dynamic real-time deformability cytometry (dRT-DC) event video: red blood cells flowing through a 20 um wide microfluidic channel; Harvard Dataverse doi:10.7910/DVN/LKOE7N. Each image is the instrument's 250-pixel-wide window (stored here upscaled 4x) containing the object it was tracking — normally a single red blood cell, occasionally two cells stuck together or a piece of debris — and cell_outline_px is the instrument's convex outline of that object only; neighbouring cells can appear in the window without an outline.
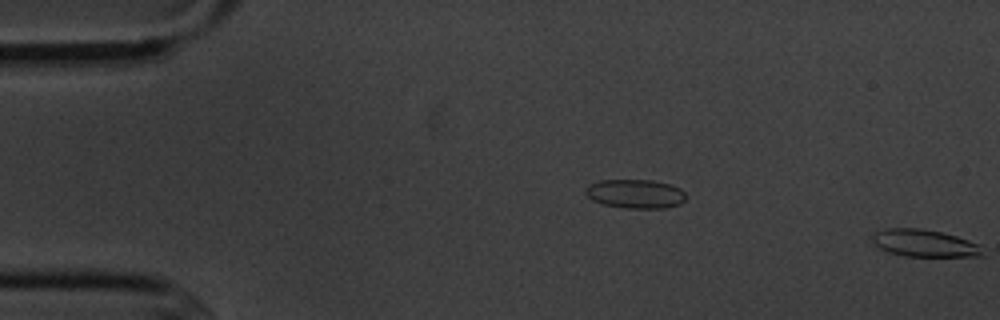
{"species": "common noctule bat (a hibernating species)", "species_latin": "Nyctalus noctula", "temperature_condition": "cold", "stored_images_in_passage": 7, "camera_frame_rate_fps": 3000, "um_per_image_px": 0.085, "animal": {"sex": "male", "body_mass_g": 20.1, "forearm_length_mm": 53.5}, "frame": {"image": 1, "passage_image": 1, "time_ms": 0.0, "image_size_px": [1000, 320], "cell_outline_px": [[984, 256], [904, 256], [888, 252], [880, 248], [872, 240], [872, 236], [876, 232], [888, 228], [920, 228], [940, 232], [956, 236], [980, 244]], "centroid_in_image_um": [78.59, 20.67], "position_along_channel_um": 6.4, "area_um2": 17.34}}
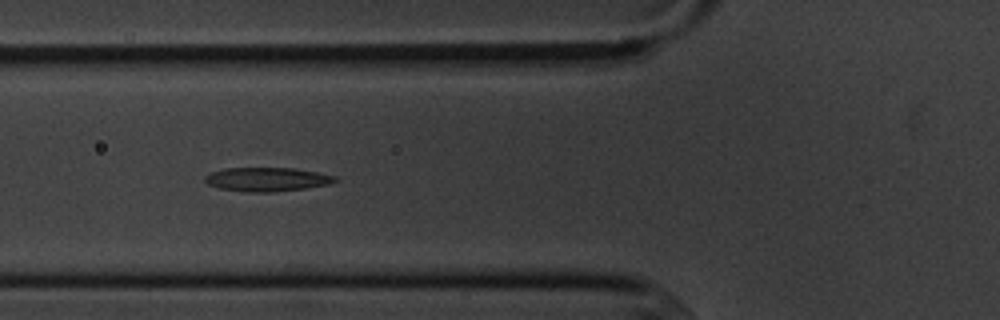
{"frame": {"image": 2, "passage_image": 6, "time_ms": 6.667, "image_size_px": [1000, 320], "cell_outline_px": [[340, 180], [328, 184], [304, 188], [272, 192], [244, 192], [220, 188], [208, 184], [204, 180], [204, 176], [212, 172], [224, 168], [292, 168], [316, 172], [336, 176]], "centroid_in_image_um": [22.68, 15.24], "position_along_channel_um": 103.1, "area_um2": 18.03}}
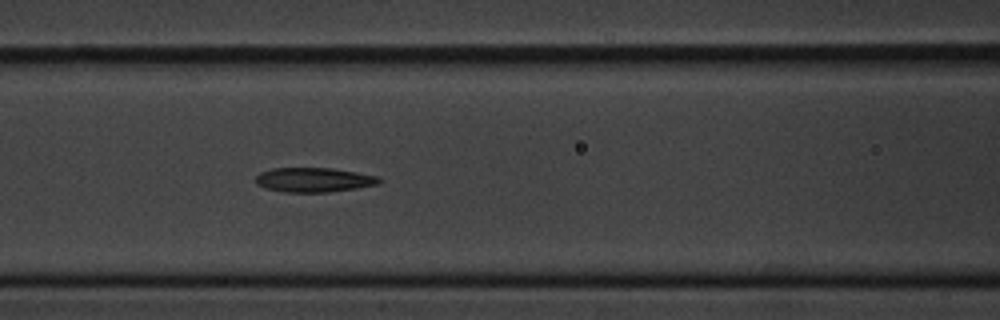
{"frame": {"image": 3, "passage_image": 7, "time_ms": 7.667, "image_size_px": [1000, 320], "cell_outline_px": [[380, 184], [356, 188], [328, 192], [284, 192], [264, 188], [256, 184], [256, 176], [260, 172], [272, 168], [332, 168], [356, 172], [376, 176], [380, 180]], "centroid_in_image_um": [26.64, 15.29], "position_along_channel_um": 140.0, "area_um2": 17.57}}